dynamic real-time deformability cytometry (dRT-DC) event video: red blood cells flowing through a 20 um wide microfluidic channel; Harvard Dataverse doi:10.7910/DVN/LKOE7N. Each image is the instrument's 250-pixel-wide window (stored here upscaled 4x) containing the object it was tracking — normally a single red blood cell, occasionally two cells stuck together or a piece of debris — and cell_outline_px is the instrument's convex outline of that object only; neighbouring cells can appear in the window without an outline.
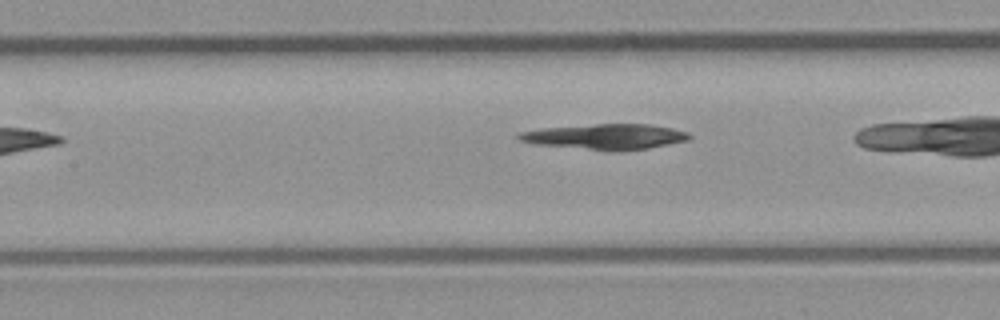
{"species": "common noctule bat (a hibernating species)", "species_latin": "Nyctalus noctula", "temperature_condition": "room temperature", "stored_images_in_passage": 25, "camera_frame_rate_fps": 3000, "um_per_image_px": 0.085, "animal": {"sex": "male", "body_mass_g": 23.1, "forearm_length_mm": 52.7}, "frame": {"image": 1, "passage_image": 8, "time_ms": 2.333, "image_size_px": [1000, 320], "cell_outline_px": [[692, 136], [688, 140], [648, 148], [616, 152], [608, 152], [532, 144], [520, 140], [516, 136], [516, 132], [540, 128], [596, 124], [652, 124], [672, 128], [688, 132]], "centroid_in_image_um": [51.41, 11.63], "position_along_channel_um": 156.0, "area_um2": 25.84}}
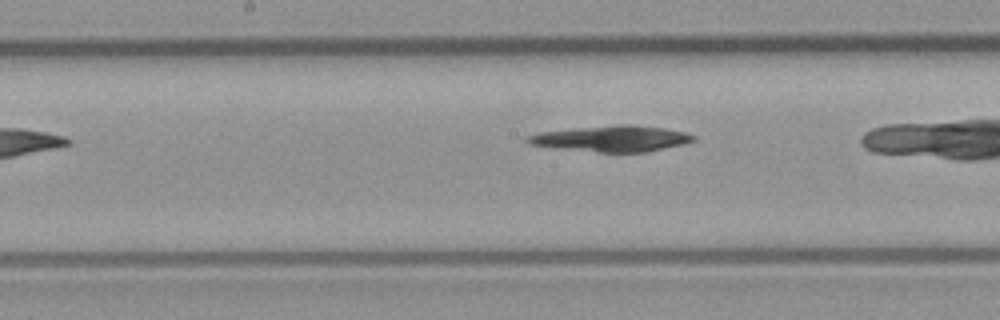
{"frame": {"image": 2, "passage_image": 11, "time_ms": 3.333, "image_size_px": [1000, 320], "cell_outline_px": [[696, 140], [684, 144], [644, 152], [596, 152], [552, 148], [528, 144], [524, 140], [524, 136], [540, 132], [572, 128], [616, 124], [632, 124], [664, 128], [684, 132], [696, 136]], "centroid_in_image_um": [51.93, 11.78], "position_along_channel_um": 196.3, "area_um2": 25.43}}